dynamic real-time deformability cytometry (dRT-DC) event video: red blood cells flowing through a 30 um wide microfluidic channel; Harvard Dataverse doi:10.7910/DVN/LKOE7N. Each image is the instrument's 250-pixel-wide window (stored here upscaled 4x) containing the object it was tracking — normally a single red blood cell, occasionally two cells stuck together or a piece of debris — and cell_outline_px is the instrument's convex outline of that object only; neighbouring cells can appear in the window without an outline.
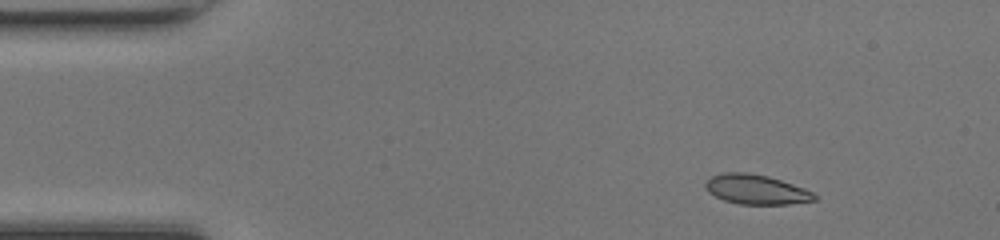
{"species": "common noctule bat (a hibernating species)", "species_latin": "Nyctalus noctula", "temperature_condition": "room temperature", "stored_images_in_passage": 41, "camera_frame_rate_fps": 3000, "um_per_image_px": 0.085, "animal": {"sex": "female", "body_mass_g": 17.0, "forearm_length_mm": 48.0}, "frame": {"image": 1, "passage_image": 1, "time_ms": 0.0, "image_size_px": [1000, 240], "cell_outline_px": [[808, 200], [776, 204], [752, 204], [732, 200], [720, 196], [712, 192], [720, 176], [760, 176], [776, 180], [788, 184], [808, 192]], "centroid_in_image_um": [64.43, 16.18], "position_along_channel_um": 20.6, "area_um2": 14.62}}
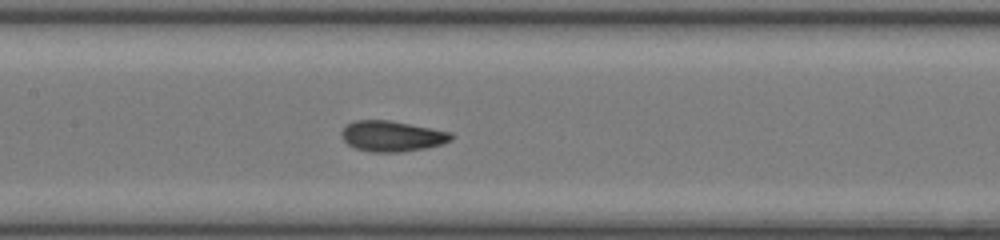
{"frame": {"image": 2, "passage_image": 18, "time_ms": 5.667, "image_size_px": [1000, 240], "cell_outline_px": [[448, 136], [444, 140], [432, 144], [408, 148], [368, 148], [356, 144], [348, 140], [344, 132], [352, 124], [400, 124], [440, 132]], "centroid_in_image_um": [33.3, 11.56], "position_along_channel_um": 174.1, "area_um2": 14.05}}
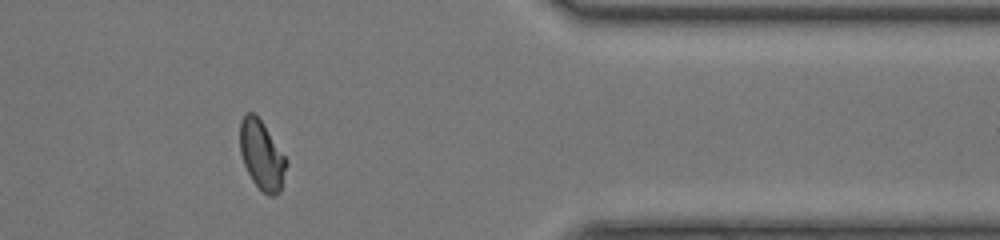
{"frame": {"image": 3, "passage_image": 35, "time_ms": 11.333, "image_size_px": [1000, 240], "cell_outline_px": [[284, 168], [280, 188], [276, 192], [268, 192], [260, 188], [252, 176], [244, 160], [240, 144], [240, 128], [244, 116], [256, 116], [260, 120], [284, 156]], "centroid_in_image_um": [22.22, 13.13], "position_along_channel_um": 389.2, "area_um2": 16.42}, "authors_computed_cell_mechanics": {"area_um2": 14.8546, "velocity_mm_per_s": 4.2158, "shape_relaxation_time_tau1_ms": 7.2095, "shape_relaxation_time_tau2_ms": 0.9728, "deformation_change_tau1": 0.2213, "deformation_change_tau2": 0.0694}}